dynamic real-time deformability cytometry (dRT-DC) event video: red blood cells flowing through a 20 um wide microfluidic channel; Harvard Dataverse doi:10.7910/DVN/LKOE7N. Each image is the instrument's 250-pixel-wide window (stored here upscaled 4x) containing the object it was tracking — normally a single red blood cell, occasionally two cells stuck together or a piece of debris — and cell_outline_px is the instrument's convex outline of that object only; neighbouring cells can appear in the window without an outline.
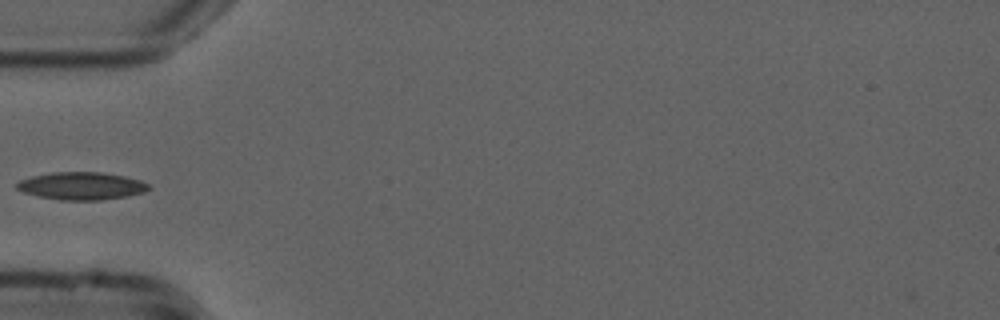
{"species": "common noctule bat (a hibernating species)", "species_latin": "Nyctalus noctula", "temperature_condition": "cold", "stored_images_in_passage": 3, "camera_frame_rate_fps": 3000, "um_per_image_px": 0.085, "animal": {"sex": "male", "forearm_length_mm": 52.5}, "frame": {"image": 1, "passage_image": 1, "time_ms": 0.0, "image_size_px": [1000, 320], "cell_outline_px": [[152, 188], [144, 192], [128, 196], [100, 200], [60, 200], [40, 196], [24, 192], [16, 188], [16, 184], [20, 180], [32, 176], [52, 172], [100, 172], [124, 176], [140, 180], [148, 184]], "centroid_in_image_um": [6.95, 15.8], "position_along_channel_um": 78.0, "area_um2": 21.15}}